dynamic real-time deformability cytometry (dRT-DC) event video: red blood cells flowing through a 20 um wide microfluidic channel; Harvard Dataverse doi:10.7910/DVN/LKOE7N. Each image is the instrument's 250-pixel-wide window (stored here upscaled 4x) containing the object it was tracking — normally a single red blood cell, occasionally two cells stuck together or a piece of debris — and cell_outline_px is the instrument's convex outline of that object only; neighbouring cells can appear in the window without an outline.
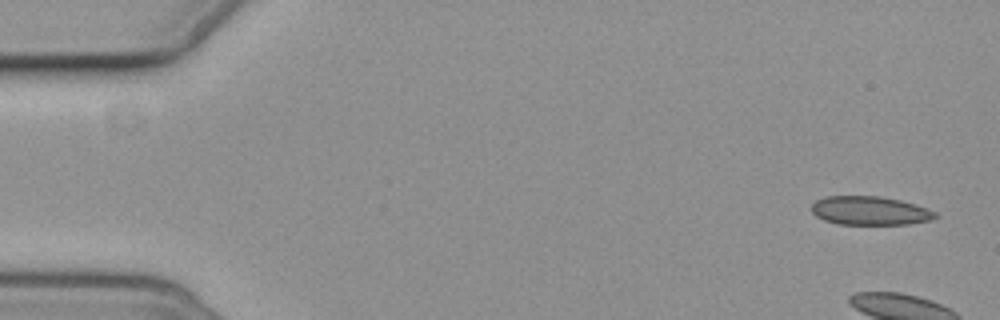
{"species": "common noctule bat (a hibernating species)", "species_latin": "Nyctalus noctula", "temperature_condition": "cold", "stored_images_in_passage": 6, "camera_frame_rate_fps": 3000, "um_per_image_px": 0.085, "animal": {"sex": "female", "body_mass_g": 19.3, "forearm_length_mm": 54.1}, "frame": {"image": 1, "passage_image": 1, "time_ms": 0.0, "image_size_px": [1000, 320], "cell_outline_px": [[940, 216], [928, 220], [908, 224], [840, 224], [824, 220], [816, 216], [812, 212], [812, 204], [816, 200], [828, 196], [880, 196], [900, 200], [916, 204], [936, 212]], "centroid_in_image_um": [73.95, 17.9], "position_along_channel_um": 11.0, "area_um2": 20.63}}